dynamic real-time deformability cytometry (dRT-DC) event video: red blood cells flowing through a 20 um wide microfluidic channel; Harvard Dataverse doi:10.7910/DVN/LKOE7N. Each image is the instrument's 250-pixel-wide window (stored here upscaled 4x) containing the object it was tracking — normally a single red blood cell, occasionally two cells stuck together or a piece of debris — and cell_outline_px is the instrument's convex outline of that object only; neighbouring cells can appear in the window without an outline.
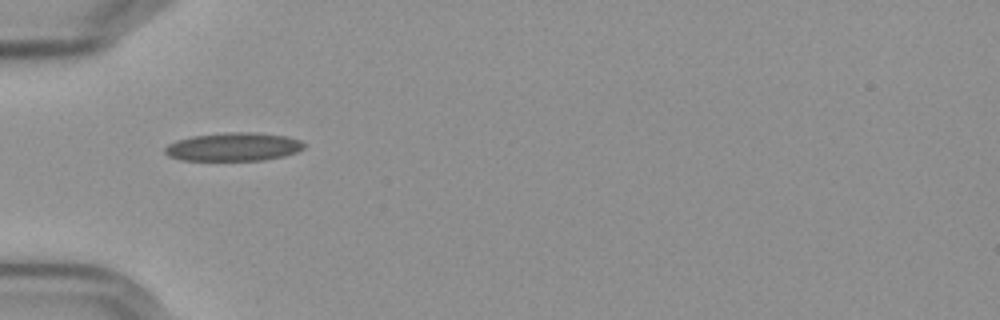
{"species": "Egyptian fruit bat (a non-hibernating species)", "species_latin": "Rousettus aegyptiacus", "temperature_condition": "cold", "stored_images_in_passage": 31, "camera_frame_rate_fps": 3000, "um_per_image_px": 0.085, "frame": {"image": 1, "passage_image": 1, "time_ms": 0.0, "image_size_px": [1000, 320], "cell_outline_px": [[304, 148], [296, 152], [284, 156], [264, 160], [184, 160], [168, 156], [164, 152], [164, 148], [168, 144], [176, 140], [192, 136], [224, 132], [256, 132], [284, 136], [300, 140], [304, 144]], "centroid_in_image_um": [19.82, 12.47], "position_along_channel_um": 65.2, "area_um2": 23.0}}
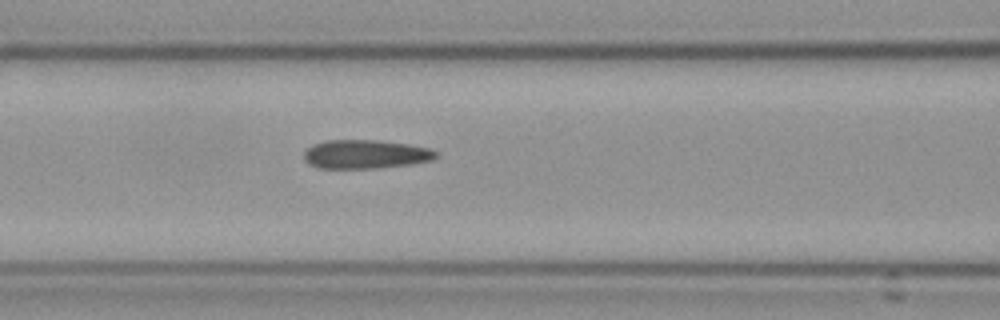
{"frame": {"image": 2, "passage_image": 7, "time_ms": 2.0, "image_size_px": [1000, 320], "cell_outline_px": [[440, 156], [432, 160], [412, 164], [376, 168], [316, 168], [308, 164], [304, 160], [304, 152], [312, 144], [328, 140], [380, 140], [408, 144], [428, 148], [440, 152]], "centroid_in_image_um": [31.09, 13.11], "position_along_channel_um": 135.5, "area_um2": 22.43}}
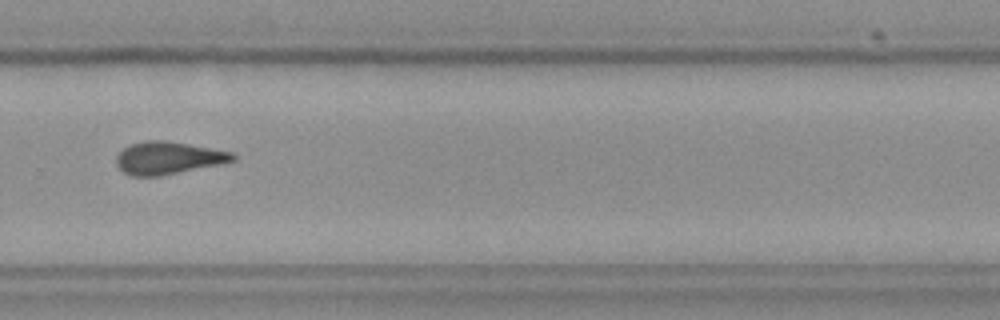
{"frame": {"image": 3, "passage_image": 22, "time_ms": 7.0, "image_size_px": [1000, 320], "cell_outline_px": [[236, 160], [220, 164], [160, 176], [132, 176], [124, 172], [116, 164], [116, 156], [124, 148], [132, 144], [144, 140], [164, 140], [236, 152]], "centroid_in_image_um": [14.33, 13.42], "position_along_channel_um": 315.5, "area_um2": 22.08}, "authors_computed_cell_mechanics": {"area_um2": 22.253, "velocity_mm_per_s": 3.6009, "shape_relaxation_time_tau1_ms": null, "shape_relaxation_time_tau2_ms": 3.041, "deformation_change_tau1": null, "deformation_change_tau2": 0.0989}}